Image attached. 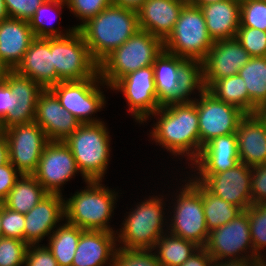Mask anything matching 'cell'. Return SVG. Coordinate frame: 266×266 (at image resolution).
<instances>
[{
	"label": "cell",
	"mask_w": 266,
	"mask_h": 266,
	"mask_svg": "<svg viewBox=\"0 0 266 266\" xmlns=\"http://www.w3.org/2000/svg\"><path fill=\"white\" fill-rule=\"evenodd\" d=\"M117 246L112 266H161L152 249H125Z\"/></svg>",
	"instance_id": "38"
},
{
	"label": "cell",
	"mask_w": 266,
	"mask_h": 266,
	"mask_svg": "<svg viewBox=\"0 0 266 266\" xmlns=\"http://www.w3.org/2000/svg\"><path fill=\"white\" fill-rule=\"evenodd\" d=\"M252 204L266 203V164L252 167Z\"/></svg>",
	"instance_id": "46"
},
{
	"label": "cell",
	"mask_w": 266,
	"mask_h": 266,
	"mask_svg": "<svg viewBox=\"0 0 266 266\" xmlns=\"http://www.w3.org/2000/svg\"><path fill=\"white\" fill-rule=\"evenodd\" d=\"M214 266H248V259L217 260L214 262Z\"/></svg>",
	"instance_id": "52"
},
{
	"label": "cell",
	"mask_w": 266,
	"mask_h": 266,
	"mask_svg": "<svg viewBox=\"0 0 266 266\" xmlns=\"http://www.w3.org/2000/svg\"><path fill=\"white\" fill-rule=\"evenodd\" d=\"M204 248L214 261L257 257L251 241L247 212L244 210L227 224L209 231Z\"/></svg>",
	"instance_id": "12"
},
{
	"label": "cell",
	"mask_w": 266,
	"mask_h": 266,
	"mask_svg": "<svg viewBox=\"0 0 266 266\" xmlns=\"http://www.w3.org/2000/svg\"><path fill=\"white\" fill-rule=\"evenodd\" d=\"M66 2L67 8L75 17L82 20L80 25L74 26L76 29L112 4L111 0H66Z\"/></svg>",
	"instance_id": "42"
},
{
	"label": "cell",
	"mask_w": 266,
	"mask_h": 266,
	"mask_svg": "<svg viewBox=\"0 0 266 266\" xmlns=\"http://www.w3.org/2000/svg\"><path fill=\"white\" fill-rule=\"evenodd\" d=\"M250 58L236 38L215 41L203 60L205 88L221 78L237 75Z\"/></svg>",
	"instance_id": "17"
},
{
	"label": "cell",
	"mask_w": 266,
	"mask_h": 266,
	"mask_svg": "<svg viewBox=\"0 0 266 266\" xmlns=\"http://www.w3.org/2000/svg\"><path fill=\"white\" fill-rule=\"evenodd\" d=\"M236 39L251 57H266V32L249 27H239Z\"/></svg>",
	"instance_id": "40"
},
{
	"label": "cell",
	"mask_w": 266,
	"mask_h": 266,
	"mask_svg": "<svg viewBox=\"0 0 266 266\" xmlns=\"http://www.w3.org/2000/svg\"><path fill=\"white\" fill-rule=\"evenodd\" d=\"M240 27L266 32V0H240Z\"/></svg>",
	"instance_id": "39"
},
{
	"label": "cell",
	"mask_w": 266,
	"mask_h": 266,
	"mask_svg": "<svg viewBox=\"0 0 266 266\" xmlns=\"http://www.w3.org/2000/svg\"><path fill=\"white\" fill-rule=\"evenodd\" d=\"M99 84L106 85L101 78H88L81 81H61L49 88L60 104L68 110L81 124L100 123L92 118L106 104Z\"/></svg>",
	"instance_id": "9"
},
{
	"label": "cell",
	"mask_w": 266,
	"mask_h": 266,
	"mask_svg": "<svg viewBox=\"0 0 266 266\" xmlns=\"http://www.w3.org/2000/svg\"><path fill=\"white\" fill-rule=\"evenodd\" d=\"M64 5L67 6L66 0H46L43 4H41L37 8L35 14L28 21L29 26L36 38L62 37L76 30L75 27H72V29L71 28L67 29V31L64 32L65 33L64 34L63 31L58 30L59 27L55 28L54 26L51 25L52 23H48L45 20L46 17L45 14L47 13L48 10L53 11L55 9L56 12H58L59 10L64 8L63 7Z\"/></svg>",
	"instance_id": "36"
},
{
	"label": "cell",
	"mask_w": 266,
	"mask_h": 266,
	"mask_svg": "<svg viewBox=\"0 0 266 266\" xmlns=\"http://www.w3.org/2000/svg\"><path fill=\"white\" fill-rule=\"evenodd\" d=\"M24 266H58V263L47 246L28 245Z\"/></svg>",
	"instance_id": "45"
},
{
	"label": "cell",
	"mask_w": 266,
	"mask_h": 266,
	"mask_svg": "<svg viewBox=\"0 0 266 266\" xmlns=\"http://www.w3.org/2000/svg\"><path fill=\"white\" fill-rule=\"evenodd\" d=\"M245 81L249 95V114L266 103V57H251L238 73Z\"/></svg>",
	"instance_id": "31"
},
{
	"label": "cell",
	"mask_w": 266,
	"mask_h": 266,
	"mask_svg": "<svg viewBox=\"0 0 266 266\" xmlns=\"http://www.w3.org/2000/svg\"><path fill=\"white\" fill-rule=\"evenodd\" d=\"M24 227V214L12 211L1 203L2 236L24 241Z\"/></svg>",
	"instance_id": "43"
},
{
	"label": "cell",
	"mask_w": 266,
	"mask_h": 266,
	"mask_svg": "<svg viewBox=\"0 0 266 266\" xmlns=\"http://www.w3.org/2000/svg\"><path fill=\"white\" fill-rule=\"evenodd\" d=\"M9 161L6 135L0 130V166Z\"/></svg>",
	"instance_id": "51"
},
{
	"label": "cell",
	"mask_w": 266,
	"mask_h": 266,
	"mask_svg": "<svg viewBox=\"0 0 266 266\" xmlns=\"http://www.w3.org/2000/svg\"><path fill=\"white\" fill-rule=\"evenodd\" d=\"M63 195L48 193L25 217L24 241L28 245H38L53 233L58 222L65 220Z\"/></svg>",
	"instance_id": "19"
},
{
	"label": "cell",
	"mask_w": 266,
	"mask_h": 266,
	"mask_svg": "<svg viewBox=\"0 0 266 266\" xmlns=\"http://www.w3.org/2000/svg\"><path fill=\"white\" fill-rule=\"evenodd\" d=\"M34 121L49 141L64 142L81 125L49 89H44L38 96Z\"/></svg>",
	"instance_id": "18"
},
{
	"label": "cell",
	"mask_w": 266,
	"mask_h": 266,
	"mask_svg": "<svg viewBox=\"0 0 266 266\" xmlns=\"http://www.w3.org/2000/svg\"><path fill=\"white\" fill-rule=\"evenodd\" d=\"M190 178L189 183L201 194L203 210L209 231L227 224L242 210L212 194L202 183Z\"/></svg>",
	"instance_id": "30"
},
{
	"label": "cell",
	"mask_w": 266,
	"mask_h": 266,
	"mask_svg": "<svg viewBox=\"0 0 266 266\" xmlns=\"http://www.w3.org/2000/svg\"><path fill=\"white\" fill-rule=\"evenodd\" d=\"M240 163L236 133L213 138L206 143L191 164L197 173H221Z\"/></svg>",
	"instance_id": "24"
},
{
	"label": "cell",
	"mask_w": 266,
	"mask_h": 266,
	"mask_svg": "<svg viewBox=\"0 0 266 266\" xmlns=\"http://www.w3.org/2000/svg\"><path fill=\"white\" fill-rule=\"evenodd\" d=\"M164 50L187 60L203 61L214 41L200 7L189 2L181 10L174 29L163 42Z\"/></svg>",
	"instance_id": "7"
},
{
	"label": "cell",
	"mask_w": 266,
	"mask_h": 266,
	"mask_svg": "<svg viewBox=\"0 0 266 266\" xmlns=\"http://www.w3.org/2000/svg\"><path fill=\"white\" fill-rule=\"evenodd\" d=\"M104 122L81 124L64 142L85 183L102 181L109 164L110 135Z\"/></svg>",
	"instance_id": "5"
},
{
	"label": "cell",
	"mask_w": 266,
	"mask_h": 266,
	"mask_svg": "<svg viewBox=\"0 0 266 266\" xmlns=\"http://www.w3.org/2000/svg\"><path fill=\"white\" fill-rule=\"evenodd\" d=\"M195 99L202 147L215 137L236 133L238 123L246 115L242 110L220 101L207 89Z\"/></svg>",
	"instance_id": "13"
},
{
	"label": "cell",
	"mask_w": 266,
	"mask_h": 266,
	"mask_svg": "<svg viewBox=\"0 0 266 266\" xmlns=\"http://www.w3.org/2000/svg\"><path fill=\"white\" fill-rule=\"evenodd\" d=\"M28 244L15 238H0V266H22Z\"/></svg>",
	"instance_id": "41"
},
{
	"label": "cell",
	"mask_w": 266,
	"mask_h": 266,
	"mask_svg": "<svg viewBox=\"0 0 266 266\" xmlns=\"http://www.w3.org/2000/svg\"><path fill=\"white\" fill-rule=\"evenodd\" d=\"M11 69L4 63L0 61V84L6 81L8 73Z\"/></svg>",
	"instance_id": "54"
},
{
	"label": "cell",
	"mask_w": 266,
	"mask_h": 266,
	"mask_svg": "<svg viewBox=\"0 0 266 266\" xmlns=\"http://www.w3.org/2000/svg\"><path fill=\"white\" fill-rule=\"evenodd\" d=\"M168 234V235H167ZM166 232L157 240L152 250H155L161 266H181L200 246Z\"/></svg>",
	"instance_id": "32"
},
{
	"label": "cell",
	"mask_w": 266,
	"mask_h": 266,
	"mask_svg": "<svg viewBox=\"0 0 266 266\" xmlns=\"http://www.w3.org/2000/svg\"><path fill=\"white\" fill-rule=\"evenodd\" d=\"M102 181H87V189L64 200L66 222L83 230L115 232L109 225L118 193L105 188ZM117 195V196H116Z\"/></svg>",
	"instance_id": "4"
},
{
	"label": "cell",
	"mask_w": 266,
	"mask_h": 266,
	"mask_svg": "<svg viewBox=\"0 0 266 266\" xmlns=\"http://www.w3.org/2000/svg\"><path fill=\"white\" fill-rule=\"evenodd\" d=\"M22 174L8 161L0 166V203L8 196Z\"/></svg>",
	"instance_id": "47"
},
{
	"label": "cell",
	"mask_w": 266,
	"mask_h": 266,
	"mask_svg": "<svg viewBox=\"0 0 266 266\" xmlns=\"http://www.w3.org/2000/svg\"><path fill=\"white\" fill-rule=\"evenodd\" d=\"M56 227L53 233L48 236L47 248L56 259L58 266H72L75 251L83 229L67 222Z\"/></svg>",
	"instance_id": "33"
},
{
	"label": "cell",
	"mask_w": 266,
	"mask_h": 266,
	"mask_svg": "<svg viewBox=\"0 0 266 266\" xmlns=\"http://www.w3.org/2000/svg\"><path fill=\"white\" fill-rule=\"evenodd\" d=\"M162 197L150 196L136 205L123 220L122 228L116 231L117 242L125 249H153L157 240L164 234L166 218ZM164 222V223H163ZM123 246V247H122Z\"/></svg>",
	"instance_id": "6"
},
{
	"label": "cell",
	"mask_w": 266,
	"mask_h": 266,
	"mask_svg": "<svg viewBox=\"0 0 266 266\" xmlns=\"http://www.w3.org/2000/svg\"><path fill=\"white\" fill-rule=\"evenodd\" d=\"M45 1L46 0H4L9 17L26 21H29L35 14L37 8Z\"/></svg>",
	"instance_id": "44"
},
{
	"label": "cell",
	"mask_w": 266,
	"mask_h": 266,
	"mask_svg": "<svg viewBox=\"0 0 266 266\" xmlns=\"http://www.w3.org/2000/svg\"><path fill=\"white\" fill-rule=\"evenodd\" d=\"M195 181L202 183L212 194L220 197L242 211L252 205L251 176L252 168L239 163L221 173H197Z\"/></svg>",
	"instance_id": "15"
},
{
	"label": "cell",
	"mask_w": 266,
	"mask_h": 266,
	"mask_svg": "<svg viewBox=\"0 0 266 266\" xmlns=\"http://www.w3.org/2000/svg\"><path fill=\"white\" fill-rule=\"evenodd\" d=\"M3 237L2 236V229H1V203H0V238Z\"/></svg>",
	"instance_id": "58"
},
{
	"label": "cell",
	"mask_w": 266,
	"mask_h": 266,
	"mask_svg": "<svg viewBox=\"0 0 266 266\" xmlns=\"http://www.w3.org/2000/svg\"><path fill=\"white\" fill-rule=\"evenodd\" d=\"M187 3L188 0H145L137 11L140 30L147 31L164 42Z\"/></svg>",
	"instance_id": "20"
},
{
	"label": "cell",
	"mask_w": 266,
	"mask_h": 266,
	"mask_svg": "<svg viewBox=\"0 0 266 266\" xmlns=\"http://www.w3.org/2000/svg\"><path fill=\"white\" fill-rule=\"evenodd\" d=\"M239 161L249 167L266 164V127L254 114H246L236 131Z\"/></svg>",
	"instance_id": "26"
},
{
	"label": "cell",
	"mask_w": 266,
	"mask_h": 266,
	"mask_svg": "<svg viewBox=\"0 0 266 266\" xmlns=\"http://www.w3.org/2000/svg\"><path fill=\"white\" fill-rule=\"evenodd\" d=\"M225 0H188V2L194 6L200 7L205 4H211L215 2H221Z\"/></svg>",
	"instance_id": "56"
},
{
	"label": "cell",
	"mask_w": 266,
	"mask_h": 266,
	"mask_svg": "<svg viewBox=\"0 0 266 266\" xmlns=\"http://www.w3.org/2000/svg\"><path fill=\"white\" fill-rule=\"evenodd\" d=\"M134 10L111 4L78 28L92 58L99 64L139 30Z\"/></svg>",
	"instance_id": "2"
},
{
	"label": "cell",
	"mask_w": 266,
	"mask_h": 266,
	"mask_svg": "<svg viewBox=\"0 0 266 266\" xmlns=\"http://www.w3.org/2000/svg\"><path fill=\"white\" fill-rule=\"evenodd\" d=\"M115 235V232L83 230L72 266H112L118 245Z\"/></svg>",
	"instance_id": "23"
},
{
	"label": "cell",
	"mask_w": 266,
	"mask_h": 266,
	"mask_svg": "<svg viewBox=\"0 0 266 266\" xmlns=\"http://www.w3.org/2000/svg\"><path fill=\"white\" fill-rule=\"evenodd\" d=\"M8 12L5 6V2L4 0H0V21H2L3 19L8 18Z\"/></svg>",
	"instance_id": "57"
},
{
	"label": "cell",
	"mask_w": 266,
	"mask_h": 266,
	"mask_svg": "<svg viewBox=\"0 0 266 266\" xmlns=\"http://www.w3.org/2000/svg\"><path fill=\"white\" fill-rule=\"evenodd\" d=\"M47 194L33 175H21L2 204L25 215Z\"/></svg>",
	"instance_id": "29"
},
{
	"label": "cell",
	"mask_w": 266,
	"mask_h": 266,
	"mask_svg": "<svg viewBox=\"0 0 266 266\" xmlns=\"http://www.w3.org/2000/svg\"><path fill=\"white\" fill-rule=\"evenodd\" d=\"M79 173L72 151L63 141H49L33 174L48 193L61 194V186Z\"/></svg>",
	"instance_id": "16"
},
{
	"label": "cell",
	"mask_w": 266,
	"mask_h": 266,
	"mask_svg": "<svg viewBox=\"0 0 266 266\" xmlns=\"http://www.w3.org/2000/svg\"><path fill=\"white\" fill-rule=\"evenodd\" d=\"M35 38L28 21L3 19L0 21V61L14 70Z\"/></svg>",
	"instance_id": "25"
},
{
	"label": "cell",
	"mask_w": 266,
	"mask_h": 266,
	"mask_svg": "<svg viewBox=\"0 0 266 266\" xmlns=\"http://www.w3.org/2000/svg\"><path fill=\"white\" fill-rule=\"evenodd\" d=\"M17 98L12 95L10 87L4 82L0 84V125L15 108Z\"/></svg>",
	"instance_id": "48"
},
{
	"label": "cell",
	"mask_w": 266,
	"mask_h": 266,
	"mask_svg": "<svg viewBox=\"0 0 266 266\" xmlns=\"http://www.w3.org/2000/svg\"><path fill=\"white\" fill-rule=\"evenodd\" d=\"M110 89L121 91L124 94L129 112L141 124L161 107L157 99L152 65L128 73Z\"/></svg>",
	"instance_id": "14"
},
{
	"label": "cell",
	"mask_w": 266,
	"mask_h": 266,
	"mask_svg": "<svg viewBox=\"0 0 266 266\" xmlns=\"http://www.w3.org/2000/svg\"><path fill=\"white\" fill-rule=\"evenodd\" d=\"M264 256H257L251 259H248V266H266V258Z\"/></svg>",
	"instance_id": "55"
},
{
	"label": "cell",
	"mask_w": 266,
	"mask_h": 266,
	"mask_svg": "<svg viewBox=\"0 0 266 266\" xmlns=\"http://www.w3.org/2000/svg\"><path fill=\"white\" fill-rule=\"evenodd\" d=\"M53 66L62 81L100 78L99 64L92 58L82 34L76 29L62 37H50Z\"/></svg>",
	"instance_id": "8"
},
{
	"label": "cell",
	"mask_w": 266,
	"mask_h": 266,
	"mask_svg": "<svg viewBox=\"0 0 266 266\" xmlns=\"http://www.w3.org/2000/svg\"><path fill=\"white\" fill-rule=\"evenodd\" d=\"M18 74L38 83L43 89H49L62 80L53 66V51L50 50L49 38H35L22 61L14 69Z\"/></svg>",
	"instance_id": "21"
},
{
	"label": "cell",
	"mask_w": 266,
	"mask_h": 266,
	"mask_svg": "<svg viewBox=\"0 0 266 266\" xmlns=\"http://www.w3.org/2000/svg\"><path fill=\"white\" fill-rule=\"evenodd\" d=\"M163 49L164 43L160 38L139 29L99 63L100 78L107 88H111L128 73L153 65Z\"/></svg>",
	"instance_id": "3"
},
{
	"label": "cell",
	"mask_w": 266,
	"mask_h": 266,
	"mask_svg": "<svg viewBox=\"0 0 266 266\" xmlns=\"http://www.w3.org/2000/svg\"><path fill=\"white\" fill-rule=\"evenodd\" d=\"M243 78L237 74L215 81L207 90L220 101L249 114V95Z\"/></svg>",
	"instance_id": "34"
},
{
	"label": "cell",
	"mask_w": 266,
	"mask_h": 266,
	"mask_svg": "<svg viewBox=\"0 0 266 266\" xmlns=\"http://www.w3.org/2000/svg\"><path fill=\"white\" fill-rule=\"evenodd\" d=\"M210 38H236L240 27V0H225L200 6Z\"/></svg>",
	"instance_id": "27"
},
{
	"label": "cell",
	"mask_w": 266,
	"mask_h": 266,
	"mask_svg": "<svg viewBox=\"0 0 266 266\" xmlns=\"http://www.w3.org/2000/svg\"><path fill=\"white\" fill-rule=\"evenodd\" d=\"M176 195L173 216L167 232L204 247L209 230L203 210L201 194L187 181ZM173 218V219H172ZM171 228V229H170Z\"/></svg>",
	"instance_id": "10"
},
{
	"label": "cell",
	"mask_w": 266,
	"mask_h": 266,
	"mask_svg": "<svg viewBox=\"0 0 266 266\" xmlns=\"http://www.w3.org/2000/svg\"><path fill=\"white\" fill-rule=\"evenodd\" d=\"M195 99L161 106L153 114L151 138L174 156L188 157L193 163L200 154V133Z\"/></svg>",
	"instance_id": "1"
},
{
	"label": "cell",
	"mask_w": 266,
	"mask_h": 266,
	"mask_svg": "<svg viewBox=\"0 0 266 266\" xmlns=\"http://www.w3.org/2000/svg\"><path fill=\"white\" fill-rule=\"evenodd\" d=\"M5 83L10 87L12 95L17 98L15 108L0 125V130L7 129L16 124L34 122L36 115L37 99L44 90L32 79L11 70Z\"/></svg>",
	"instance_id": "22"
},
{
	"label": "cell",
	"mask_w": 266,
	"mask_h": 266,
	"mask_svg": "<svg viewBox=\"0 0 266 266\" xmlns=\"http://www.w3.org/2000/svg\"><path fill=\"white\" fill-rule=\"evenodd\" d=\"M253 114L266 127V103L258 105Z\"/></svg>",
	"instance_id": "53"
},
{
	"label": "cell",
	"mask_w": 266,
	"mask_h": 266,
	"mask_svg": "<svg viewBox=\"0 0 266 266\" xmlns=\"http://www.w3.org/2000/svg\"><path fill=\"white\" fill-rule=\"evenodd\" d=\"M111 2L113 5H117L137 12L142 7L145 0H111Z\"/></svg>",
	"instance_id": "50"
},
{
	"label": "cell",
	"mask_w": 266,
	"mask_h": 266,
	"mask_svg": "<svg viewBox=\"0 0 266 266\" xmlns=\"http://www.w3.org/2000/svg\"><path fill=\"white\" fill-rule=\"evenodd\" d=\"M178 83V102L192 101L191 97L194 90L199 94L206 88L204 84L203 61L186 60L177 70Z\"/></svg>",
	"instance_id": "35"
},
{
	"label": "cell",
	"mask_w": 266,
	"mask_h": 266,
	"mask_svg": "<svg viewBox=\"0 0 266 266\" xmlns=\"http://www.w3.org/2000/svg\"><path fill=\"white\" fill-rule=\"evenodd\" d=\"M250 222V235L256 256L266 248V203L252 204L245 210Z\"/></svg>",
	"instance_id": "37"
},
{
	"label": "cell",
	"mask_w": 266,
	"mask_h": 266,
	"mask_svg": "<svg viewBox=\"0 0 266 266\" xmlns=\"http://www.w3.org/2000/svg\"><path fill=\"white\" fill-rule=\"evenodd\" d=\"M214 260L204 247H200L181 266H214Z\"/></svg>",
	"instance_id": "49"
},
{
	"label": "cell",
	"mask_w": 266,
	"mask_h": 266,
	"mask_svg": "<svg viewBox=\"0 0 266 266\" xmlns=\"http://www.w3.org/2000/svg\"><path fill=\"white\" fill-rule=\"evenodd\" d=\"M186 60L164 49L156 57L152 66L160 106L178 102L177 70Z\"/></svg>",
	"instance_id": "28"
},
{
	"label": "cell",
	"mask_w": 266,
	"mask_h": 266,
	"mask_svg": "<svg viewBox=\"0 0 266 266\" xmlns=\"http://www.w3.org/2000/svg\"><path fill=\"white\" fill-rule=\"evenodd\" d=\"M3 132L8 144L9 162L22 175H33L49 142L43 129L34 121L13 125Z\"/></svg>",
	"instance_id": "11"
}]
</instances>
